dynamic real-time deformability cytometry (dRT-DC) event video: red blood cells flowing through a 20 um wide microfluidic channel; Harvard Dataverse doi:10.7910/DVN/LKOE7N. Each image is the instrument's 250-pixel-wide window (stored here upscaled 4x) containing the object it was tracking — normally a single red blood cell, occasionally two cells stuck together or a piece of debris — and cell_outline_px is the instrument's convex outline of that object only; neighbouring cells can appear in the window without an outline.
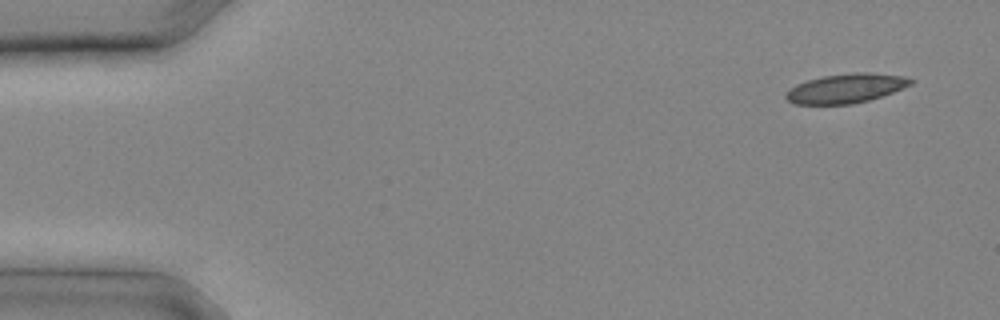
{"species": "common noctule bat (a hibernating species)", "species_latin": "Nyctalus noctula", "temperature_condition": "cold", "stored_images_in_passage": 15, "camera_frame_rate_fps": 3000, "um_per_image_px": 0.085, "animal": {"sex": "male", "body_mass_g": 20.4}, "frame": {"image": 1, "passage_image": 1, "time_ms": 0.0, "image_size_px": [1000, 320], "cell_outline_px": [[916, 80], [912, 84], [892, 92], [868, 100], [852, 104], [792, 104], [784, 96], [784, 92], [788, 88], [796, 84], [808, 80], [824, 76], [856, 72], [868, 72], [904, 76]], "centroid_in_image_um": [71.87, 7.51], "position_along_channel_um": 13.1, "area_um2": 21.33}}
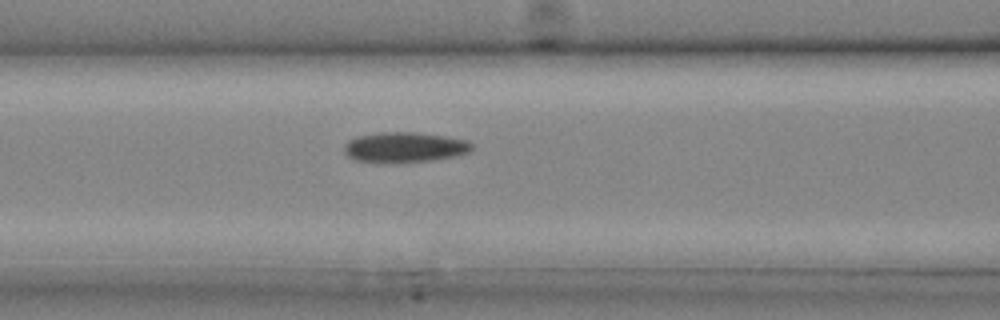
{"frame": {"image": 2, "passage_image": 10, "time_ms": 3.0, "image_size_px": [1000, 320], "cell_outline_px": [[476, 148], [468, 152], [456, 156], [432, 160], [396, 164], [376, 164], [352, 160], [344, 152], [344, 144], [348, 140], [356, 136], [380, 132], [408, 132], [444, 136], [468, 140]], "centroid_in_image_um": [34.34, 12.55], "position_along_channel_um": 132.3, "area_um2": 23.24}}
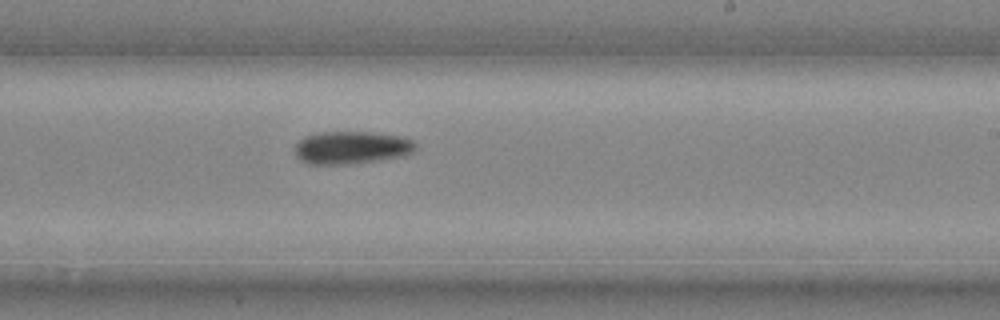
{"frame": {"image": 3, "passage_image": 15, "time_ms": 4.667, "image_size_px": [1000, 320], "cell_outline_px": [[416, 148], [412, 152], [404, 156], [380, 160], [352, 164], [308, 164], [300, 160], [296, 156], [296, 144], [300, 140], [308, 136], [324, 132], [368, 132], [400, 136], [412, 140], [416, 144]], "centroid_in_image_um": [29.9, 12.56], "position_along_channel_um": 259.1, "area_um2": 22.89}}